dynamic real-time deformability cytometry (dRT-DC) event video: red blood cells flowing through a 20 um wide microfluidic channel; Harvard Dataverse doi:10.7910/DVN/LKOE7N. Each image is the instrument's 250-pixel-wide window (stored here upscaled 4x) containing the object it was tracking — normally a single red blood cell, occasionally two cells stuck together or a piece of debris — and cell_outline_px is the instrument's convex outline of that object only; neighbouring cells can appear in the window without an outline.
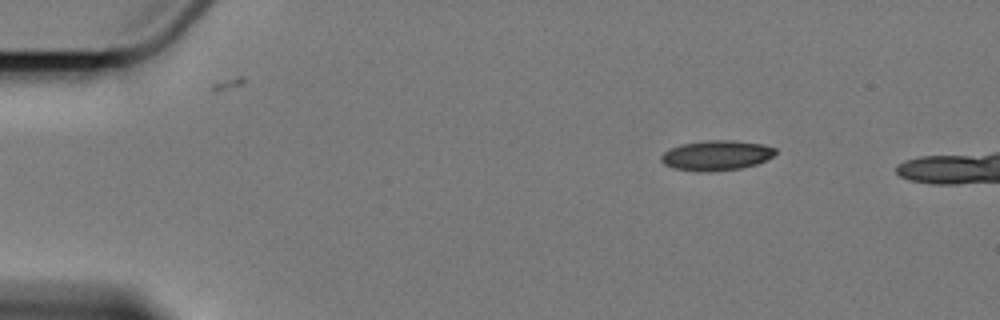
{"species": "Egyptian fruit bat (a non-hibernating species)", "species_latin": "Rousettus aegyptiacus", "temperature_condition": "cold", "stored_images_in_passage": 6, "camera_frame_rate_fps": 3000, "um_per_image_px": 0.085, "animal": {"sex": "female"}, "frame": {"image": 1, "passage_image": 2, "time_ms": 1.333, "image_size_px": [1000, 320], "cell_outline_px": [[776, 152], [772, 156], [756, 164], [740, 168], [708, 172], [700, 172], [672, 168], [664, 164], [660, 160], [660, 156], [664, 152], [672, 148], [684, 144], [704, 140], [736, 140], [764, 144], [776, 148]], "centroid_in_image_um": [60.89, 13.2], "position_along_channel_um": 24.1, "area_um2": 20.0}}
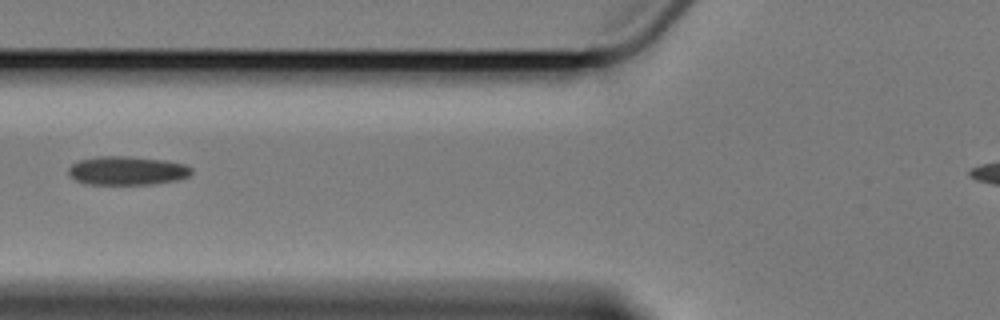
{"frame": {"image": 2, "passage_image": 6, "time_ms": 6.333, "image_size_px": [1000, 320], "cell_outline_px": [[192, 172], [188, 176], [176, 180], [152, 184], [88, 184], [76, 180], [68, 176], [68, 168], [72, 164], [80, 160], [96, 156], [128, 156], [164, 160], [184, 164], [192, 168]], "centroid_in_image_um": [10.77, 14.5], "position_along_channel_um": 115.0, "area_um2": 20.58}}